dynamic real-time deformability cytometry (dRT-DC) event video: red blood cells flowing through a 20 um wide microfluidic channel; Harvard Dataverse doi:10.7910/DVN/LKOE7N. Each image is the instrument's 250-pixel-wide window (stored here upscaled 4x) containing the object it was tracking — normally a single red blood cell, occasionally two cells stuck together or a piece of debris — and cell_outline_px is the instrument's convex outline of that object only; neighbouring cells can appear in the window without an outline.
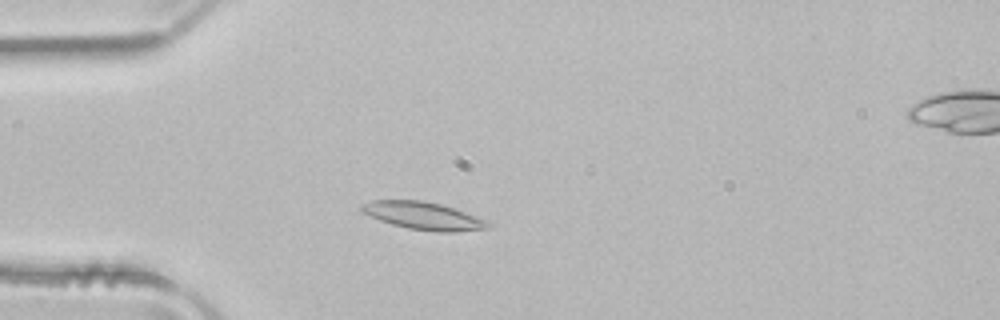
{"species": "common noctule bat (a hibernating species)", "species_latin": "Nyctalus noctula", "temperature_condition": "room temperature", "stored_images_in_passage": 48, "camera_frame_rate_fps": 3000, "um_per_image_px": 0.085, "animal": {"sex": "male", "body_mass_g": 21.5, "forearm_length_mm": 52.0}, "frame": {"image": 1, "passage_image": 10, "time_ms": 3.0, "image_size_px": [1000, 320], "cell_outline_px": [[492, 228], [456, 232], [440, 232], [408, 228], [392, 224], [380, 220], [360, 212], [360, 204], [372, 200], [420, 200], [440, 204], [492, 220]], "centroid_in_image_um": [36.06, 18.35], "position_along_channel_um": 48.9, "area_um2": 20.69}}
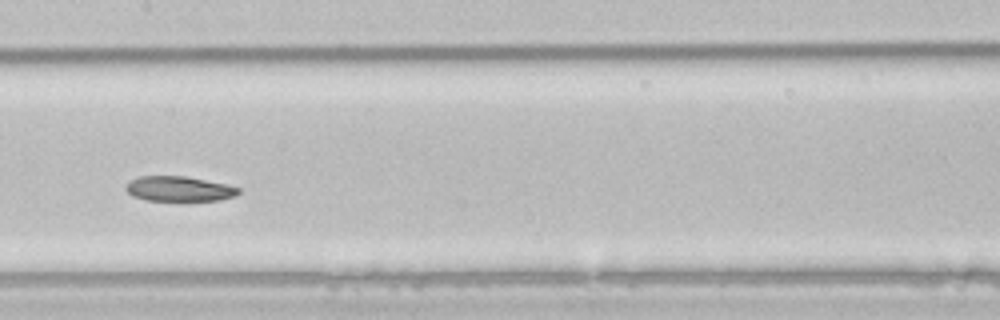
{"frame": {"image": 2, "passage_image": 22, "time_ms": 7.0, "image_size_px": [1000, 320], "cell_outline_px": [[240, 192], [236, 196], [220, 200], [144, 200], [132, 196], [124, 188], [132, 180], [140, 176], [184, 176], [228, 184], [240, 188]], "centroid_in_image_um": [15.25, 16.05], "position_along_channel_um": 192.1, "area_um2": 16.36}}
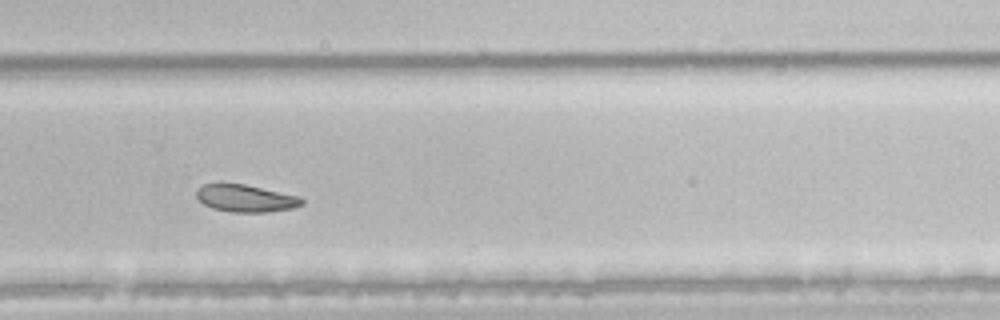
{"frame": {"image": 3, "passage_image": 31, "time_ms": 10.0, "image_size_px": [1000, 320], "cell_outline_px": [[304, 204], [292, 208], [268, 212], [232, 212], [212, 208], [204, 204], [196, 196], [196, 192], [204, 184], [244, 184], [300, 196], [304, 200]], "centroid_in_image_um": [20.92, 16.86], "position_along_channel_um": 308.9, "area_um2": 16.59}, "authors_computed_cell_mechanics": {"area_um2": 19.3052, "velocity_mm_per_s": 3.9169, "shape_relaxation_time_tau1_ms": 6.3554, "shape_relaxation_time_tau2_ms": null, "deformation_change_tau1": 0.1101, "deformation_change_tau2": null}}